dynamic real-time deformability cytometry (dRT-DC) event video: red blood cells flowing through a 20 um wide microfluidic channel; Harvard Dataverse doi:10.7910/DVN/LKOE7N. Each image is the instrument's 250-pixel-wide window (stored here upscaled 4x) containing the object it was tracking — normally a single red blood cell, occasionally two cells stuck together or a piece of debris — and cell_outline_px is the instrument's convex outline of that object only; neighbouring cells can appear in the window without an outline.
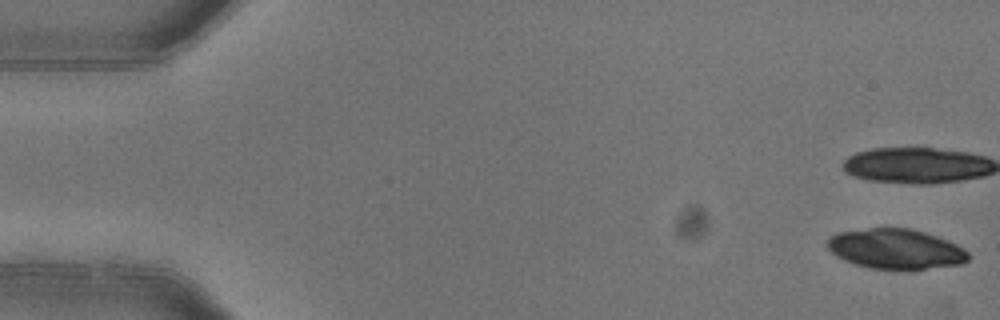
{"species": "common noctule bat (a hibernating species)", "species_latin": "Nyctalus noctula", "temperature_condition": "warm", "stored_images_in_passage": 4, "camera_frame_rate_fps": 3000, "um_per_image_px": 0.085, "animal": {"sex": "female"}, "frame": {"image": 1, "passage_image": 1, "time_ms": 0.0, "image_size_px": [1000, 320], "cell_outline_px": [[968, 260], [964, 264], [908, 272], [868, 268], [844, 260], [836, 256], [828, 248], [828, 240], [832, 236], [840, 232], [868, 228], [908, 228], [924, 232], [936, 236], [956, 244], [964, 248], [968, 252]], "centroid_in_image_um": [76.19, 21.21], "position_along_channel_um": 8.8, "area_um2": 33.47}}